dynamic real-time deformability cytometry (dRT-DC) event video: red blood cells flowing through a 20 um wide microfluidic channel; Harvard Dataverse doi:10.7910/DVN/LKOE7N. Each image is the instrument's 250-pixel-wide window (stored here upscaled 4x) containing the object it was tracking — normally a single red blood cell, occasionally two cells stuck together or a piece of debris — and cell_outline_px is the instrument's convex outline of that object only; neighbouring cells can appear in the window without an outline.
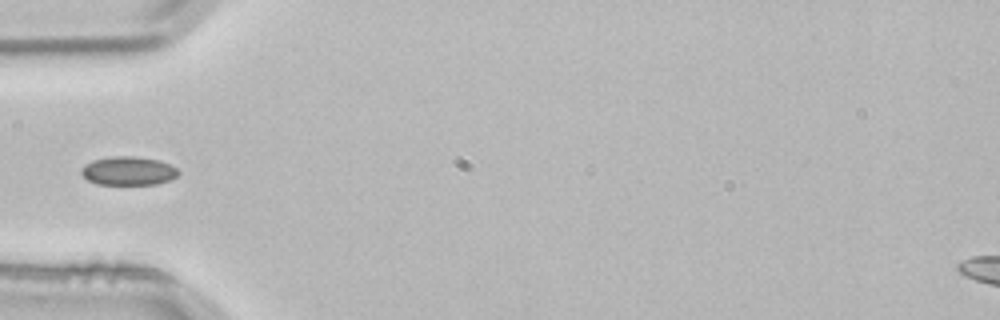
{"species": "common noctule bat (a hibernating species)", "species_latin": "Nyctalus noctula", "temperature_condition": "room temperature", "stored_images_in_passage": 37, "camera_frame_rate_fps": 3000, "um_per_image_px": 0.085, "animal": {"sex": "male", "body_mass_g": 21.5, "forearm_length_mm": 52.0}, "frame": {"image": 1, "passage_image": 1, "time_ms": 0.0, "image_size_px": [1000, 320], "cell_outline_px": [[180, 172], [172, 180], [156, 184], [96, 184], [88, 180], [80, 172], [80, 168], [84, 164], [92, 160], [116, 156], [132, 156], [160, 160], [176, 168]], "centroid_in_image_um": [10.9, 14.52], "position_along_channel_um": 74.1, "area_um2": 16.24}}
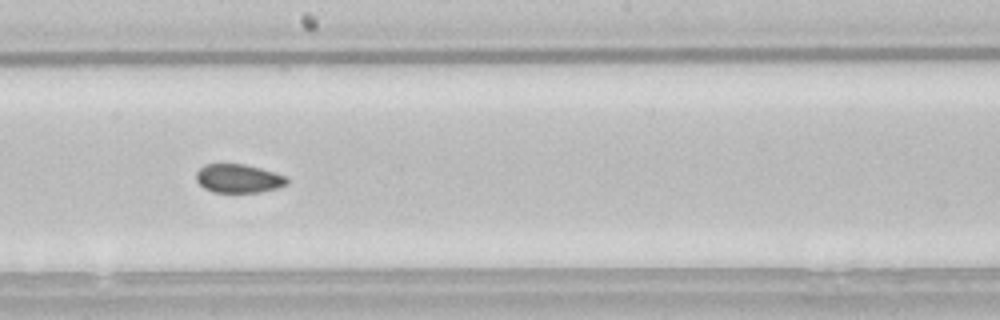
{"frame": {"image": 2, "passage_image": 13, "time_ms": 4.0, "image_size_px": [1000, 320], "cell_outline_px": [[288, 184], [276, 188], [260, 192], [212, 192], [204, 188], [196, 180], [196, 172], [204, 164], [244, 164], [276, 172], [288, 176]], "centroid_in_image_um": [20.29, 15.17], "position_along_channel_um": 227.9, "area_um2": 15.26}}
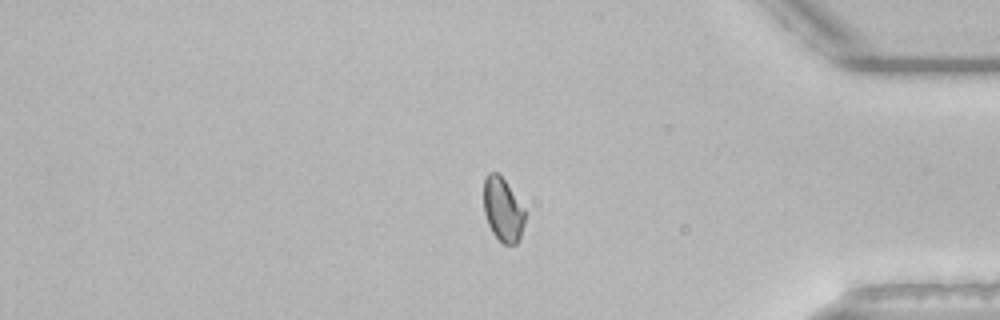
{"frame": {"image": 3, "passage_image": 28, "time_ms": 9.0, "image_size_px": [1000, 320], "cell_outline_px": [[524, 224], [520, 240], [516, 244], [504, 244], [492, 232], [488, 224], [484, 212], [484, 180], [488, 172], [496, 172], [504, 180], [524, 208]], "centroid_in_image_um": [42.74, 17.83], "position_along_channel_um": 392.5, "area_um2": 15.14}}